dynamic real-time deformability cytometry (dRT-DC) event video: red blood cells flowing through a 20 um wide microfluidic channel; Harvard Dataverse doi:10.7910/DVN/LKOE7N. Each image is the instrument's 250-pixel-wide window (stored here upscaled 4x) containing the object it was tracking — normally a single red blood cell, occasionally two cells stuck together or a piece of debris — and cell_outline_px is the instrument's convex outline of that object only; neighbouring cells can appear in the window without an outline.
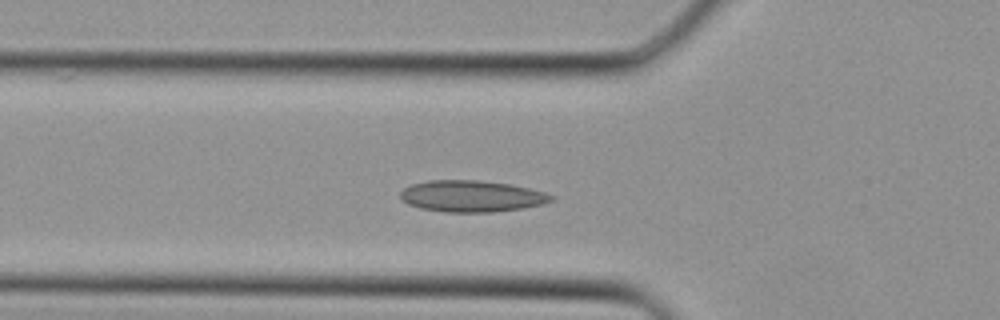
{"species": "Egyptian fruit bat (a non-hibernating species)", "species_latin": "Rousettus aegyptiacus", "temperature_condition": "cold", "stored_images_in_passage": 35, "camera_frame_rate_fps": 3000, "um_per_image_px": 0.085, "animal": {"sex": "female"}, "frame": {"image": 1, "passage_image": 10, "time_ms": 3.0, "image_size_px": [1000, 320], "cell_outline_px": [[556, 196], [552, 200], [544, 204], [496, 212], [444, 212], [420, 208], [408, 204], [400, 200], [400, 192], [404, 188], [412, 184], [428, 180], [480, 180], [512, 184], [544, 192]], "centroid_in_image_um": [40.07, 16.67], "position_along_channel_um": 85.7, "area_um2": 27.86}}
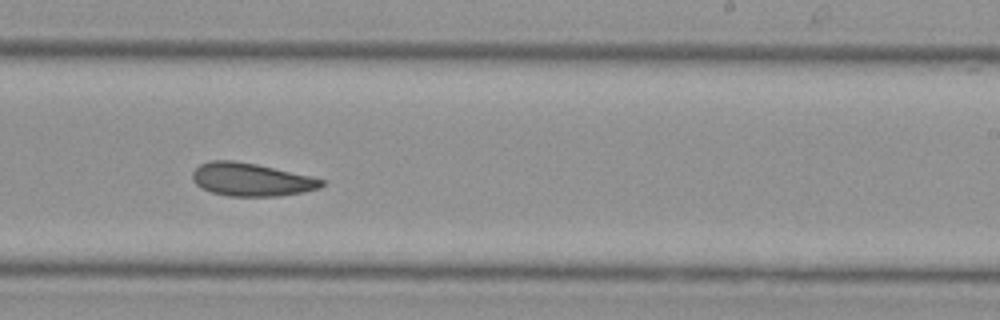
{"frame": {"image": 2, "passage_image": 20, "time_ms": 6.333, "image_size_px": [1000, 320], "cell_outline_px": [[324, 184], [320, 188], [304, 192], [276, 196], [228, 196], [212, 192], [200, 188], [192, 180], [192, 172], [200, 164], [208, 160], [232, 160], [256, 164], [312, 176], [324, 180]], "centroid_in_image_um": [21.34, 15.26], "position_along_channel_um": 267.7, "area_um2": 24.97}}
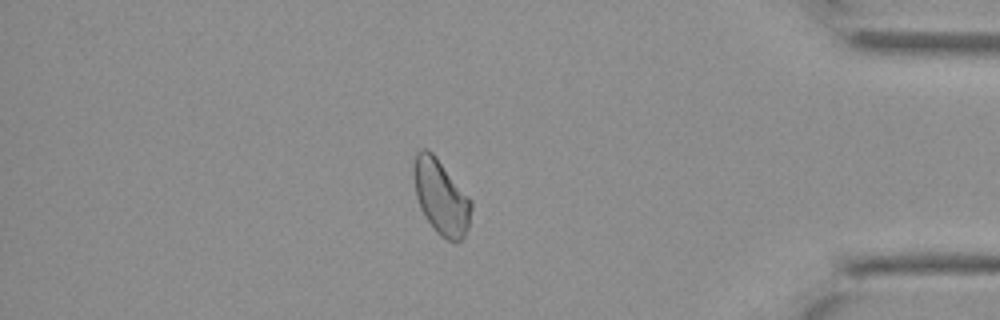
{"frame": {"image": 3, "passage_image": 29, "time_ms": 9.333, "image_size_px": [1000, 320], "cell_outline_px": [[472, 208], [468, 228], [464, 236], [460, 240], [448, 240], [440, 236], [436, 232], [424, 216], [420, 208], [416, 196], [412, 176], [412, 164], [416, 152], [420, 148], [428, 148], [436, 156], [472, 200]], "centroid_in_image_um": [37.45, 16.7], "position_along_channel_um": 397.7, "area_um2": 25.43}}